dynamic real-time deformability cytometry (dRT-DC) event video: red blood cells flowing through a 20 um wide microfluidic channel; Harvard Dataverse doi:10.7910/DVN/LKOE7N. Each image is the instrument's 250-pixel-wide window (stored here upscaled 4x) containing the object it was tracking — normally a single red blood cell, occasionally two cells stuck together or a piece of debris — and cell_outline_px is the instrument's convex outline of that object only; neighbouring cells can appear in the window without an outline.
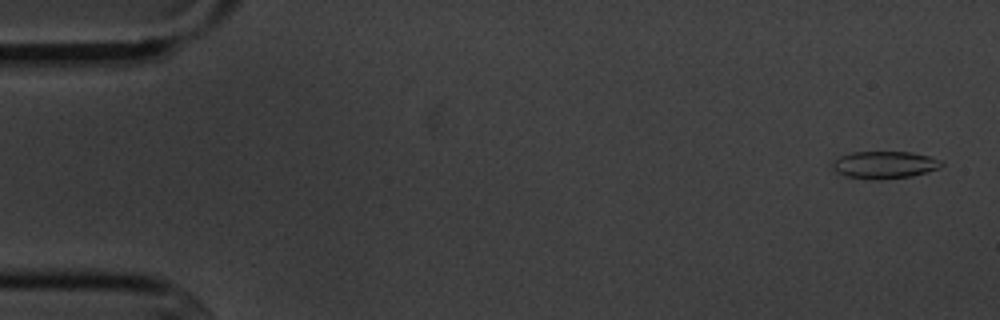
{"species": "common noctule bat (a hibernating species)", "species_latin": "Nyctalus noctula", "temperature_condition": "cold", "stored_images_in_passage": 6, "segment_of_instrument_passage": [1, 2], "camera_frame_rate_fps": 3000, "um_per_image_px": 0.085, "animal": {"sex": "male", "body_mass_g": 20.1, "forearm_length_mm": 53.5}, "frame": {"image": 1, "passage_image": 1, "time_ms": 0.0, "image_size_px": [1000, 320], "cell_outline_px": [[944, 164], [940, 168], [912, 176], [880, 180], [848, 176], [836, 172], [832, 168], [832, 164], [840, 156], [852, 152], [912, 152], [928, 156], [940, 160]], "centroid_in_image_um": [75.2, 14.01], "position_along_channel_um": 9.8, "area_um2": 17.22}}
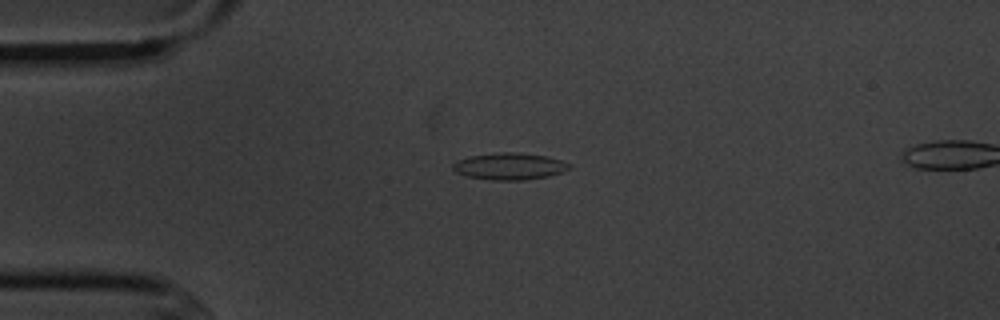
{"frame": {"image": 2, "passage_image": 4, "time_ms": 3.667, "image_size_px": [1000, 320], "cell_outline_px": [[572, 168], [548, 176], [524, 180], [492, 180], [468, 176], [456, 172], [452, 168], [452, 164], [456, 160], [472, 156], [500, 152], [516, 152], [548, 156], [572, 164]], "centroid_in_image_um": [43.33, 14.13], "position_along_channel_um": 41.7, "area_um2": 18.15}}